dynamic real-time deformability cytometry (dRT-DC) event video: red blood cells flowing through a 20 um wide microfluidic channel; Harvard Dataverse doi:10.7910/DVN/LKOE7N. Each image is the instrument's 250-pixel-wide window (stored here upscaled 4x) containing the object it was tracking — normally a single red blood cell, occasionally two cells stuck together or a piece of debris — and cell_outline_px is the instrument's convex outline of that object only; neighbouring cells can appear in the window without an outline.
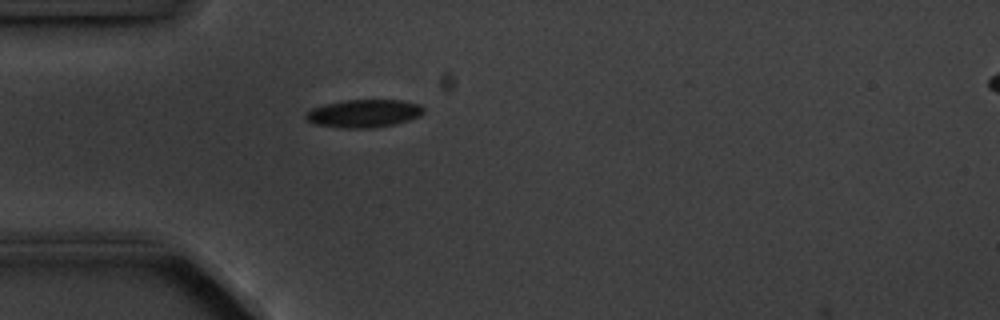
{"species": "common noctule bat (a hibernating species)", "species_latin": "Nyctalus noctula", "temperature_condition": "cold", "stored_images_in_passage": 2, "camera_frame_rate_fps": 3000, "um_per_image_px": 0.085, "animal": {"sex": "male", "body_mass_g": 20.1, "forearm_length_mm": 53.5}, "frame": {"image": 1, "passage_image": 1, "time_ms": 0.0, "image_size_px": [1000, 320], "cell_outline_px": [[424, 112], [420, 116], [408, 120], [392, 124], [372, 128], [340, 128], [316, 124], [308, 120], [304, 116], [304, 112], [312, 108], [324, 104], [344, 100], [404, 100], [420, 104], [424, 108]], "centroid_in_image_um": [30.92, 9.63], "position_along_channel_um": 54.1, "area_um2": 19.25}}